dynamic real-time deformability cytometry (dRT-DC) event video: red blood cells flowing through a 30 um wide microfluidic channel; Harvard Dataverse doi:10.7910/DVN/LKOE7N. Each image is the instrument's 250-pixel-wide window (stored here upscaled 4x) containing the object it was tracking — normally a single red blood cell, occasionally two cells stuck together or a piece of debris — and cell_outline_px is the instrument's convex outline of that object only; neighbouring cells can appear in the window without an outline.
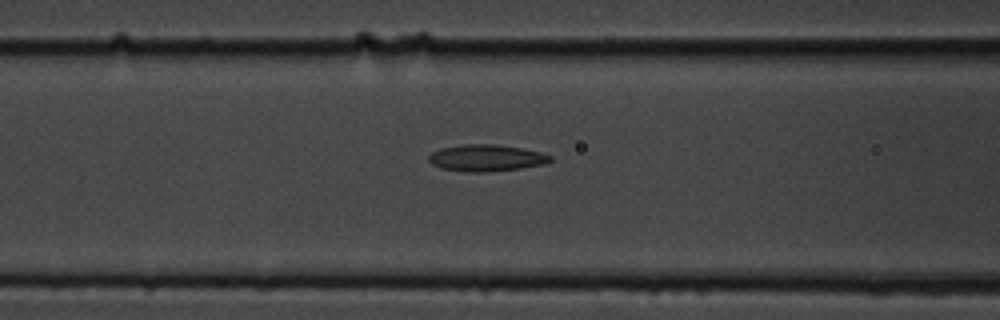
{"species": "common noctule bat (a hibernating species)", "species_latin": "Nyctalus noctula", "temperature_condition": "cold", "stored_images_in_passage": 15, "camera_frame_rate_fps": 3000, "um_per_image_px": 0.085, "animal": {"sex": "male", "body_mass_g": 19.5, "forearm_length_mm": 54.6}, "frame": {"image": 1, "passage_image": 13, "time_ms": 4.0, "image_size_px": [1000, 320], "cell_outline_px": [[552, 160], [544, 164], [520, 168], [484, 172], [472, 172], [440, 168], [432, 164], [428, 160], [428, 156], [432, 152], [440, 148], [464, 144], [496, 144], [520, 148], [540, 152], [552, 156]], "centroid_in_image_um": [41.31, 13.42], "position_along_channel_um": 125.3, "area_um2": 18.79}}